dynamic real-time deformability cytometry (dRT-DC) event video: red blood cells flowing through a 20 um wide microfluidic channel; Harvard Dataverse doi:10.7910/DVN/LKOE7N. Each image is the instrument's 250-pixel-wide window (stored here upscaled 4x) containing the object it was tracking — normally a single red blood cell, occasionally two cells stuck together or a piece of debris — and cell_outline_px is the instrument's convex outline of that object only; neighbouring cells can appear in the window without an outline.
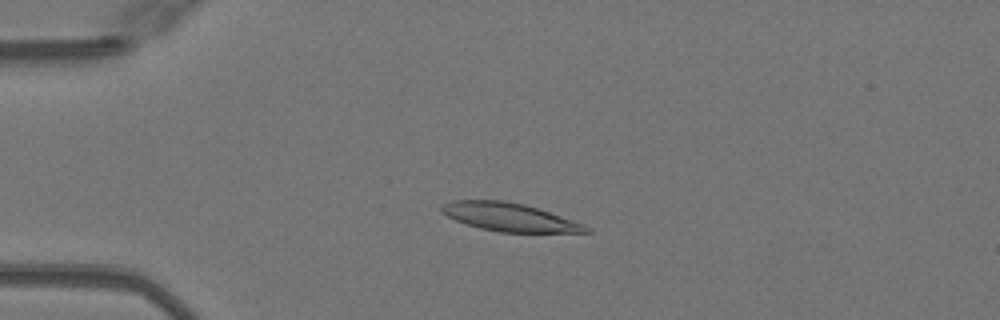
{"species": "Egyptian fruit bat (a non-hibernating species)", "species_latin": "Rousettus aegyptiacus", "temperature_condition": "warm", "stored_images_in_passage": 50, "camera_frame_rate_fps": 3000, "um_per_image_px": 0.085, "animal": {"sex": "female"}, "frame": {"image": 1, "passage_image": 13, "time_ms": 4.0, "image_size_px": [1000, 320], "cell_outline_px": [[592, 232], [500, 232], [480, 228], [456, 220], [440, 212], [440, 208], [444, 204], [452, 200], [504, 200], [524, 204], [584, 224], [592, 228]], "centroid_in_image_um": [43.29, 18.45], "position_along_channel_um": 41.7, "area_um2": 23.47}}
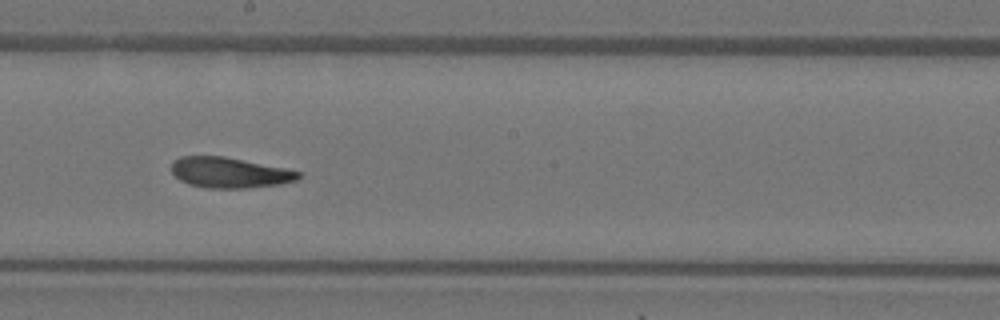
{"frame": {"image": 2, "passage_image": 29, "time_ms": 9.333, "image_size_px": [1000, 320], "cell_outline_px": [[300, 176], [296, 180], [280, 184], [248, 188], [208, 188], [188, 184], [180, 180], [172, 172], [172, 160], [180, 156], [224, 156], [284, 168], [300, 172]], "centroid_in_image_um": [19.47, 14.67], "position_along_channel_um": 228.7, "area_um2": 22.48}}
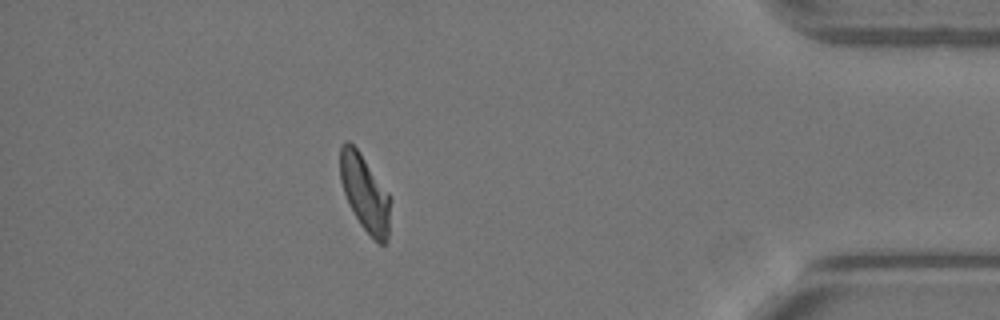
{"frame": {"image": 3, "passage_image": 45, "time_ms": 14.667, "image_size_px": [1000, 320], "cell_outline_px": [[388, 240], [384, 244], [380, 244], [360, 224], [348, 204], [340, 180], [340, 148], [344, 140], [348, 140], [356, 148], [388, 192]], "centroid_in_image_um": [30.96, 16.38], "position_along_channel_um": 404.2, "area_um2": 21.68}, "authors_computed_cell_mechanics": {"area_um2": 23.2067, "velocity_mm_per_s": 4.0831, "shape_relaxation_time_tau1_ms": 5.4103, "shape_relaxation_time_tau2_ms": 2.125, "deformation_change_tau1": 0.2221, "deformation_change_tau2": 0.104}}